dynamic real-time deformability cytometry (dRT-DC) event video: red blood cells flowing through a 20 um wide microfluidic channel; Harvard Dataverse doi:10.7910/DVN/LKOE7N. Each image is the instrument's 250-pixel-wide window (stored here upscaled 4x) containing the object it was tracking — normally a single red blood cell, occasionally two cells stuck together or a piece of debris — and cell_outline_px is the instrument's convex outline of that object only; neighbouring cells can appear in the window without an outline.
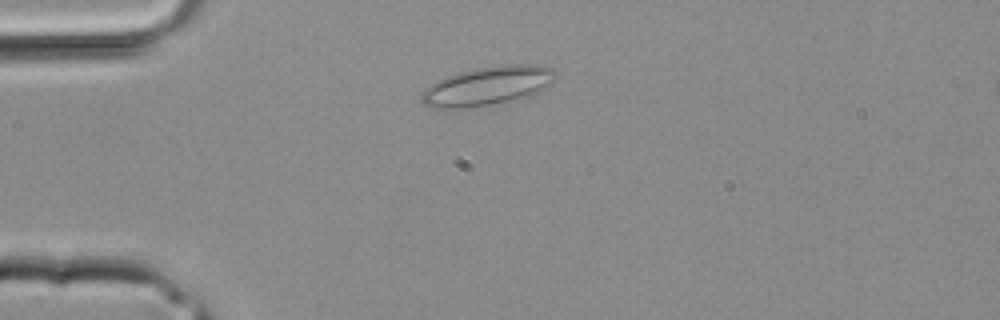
{"species": "common noctule bat (a hibernating species)", "species_latin": "Nyctalus noctula", "temperature_condition": "room temperature", "stored_images_in_passage": 28, "camera_frame_rate_fps": 3000, "um_per_image_px": 0.085, "animal": {"sex": "male", "body_mass_g": 20.4}, "frame": {"image": 1, "passage_image": 3, "time_ms": 0.667, "image_size_px": [1000, 320], "cell_outline_px": [[556, 80], [548, 88], [524, 100], [492, 104], [456, 108], [432, 108], [424, 104], [420, 100], [420, 96], [424, 88], [436, 80], [460, 72], [476, 68], [504, 64], [540, 64], [552, 68]], "centroid_in_image_um": [41.51, 7.3], "position_along_channel_um": 43.5, "area_um2": 31.04}}
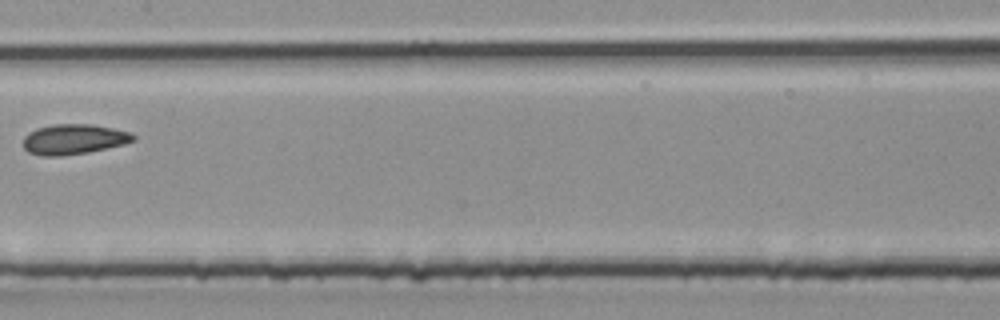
{"frame": {"image": 2, "passage_image": 12, "time_ms": 3.667, "image_size_px": [1000, 320], "cell_outline_px": [[136, 140], [124, 144], [88, 152], [60, 156], [40, 156], [28, 152], [24, 148], [24, 136], [28, 132], [36, 128], [56, 124], [92, 124], [112, 128], [128, 132], [136, 136]], "centroid_in_image_um": [6.25, 11.84], "position_along_channel_um": 201.2, "area_um2": 19.36}}
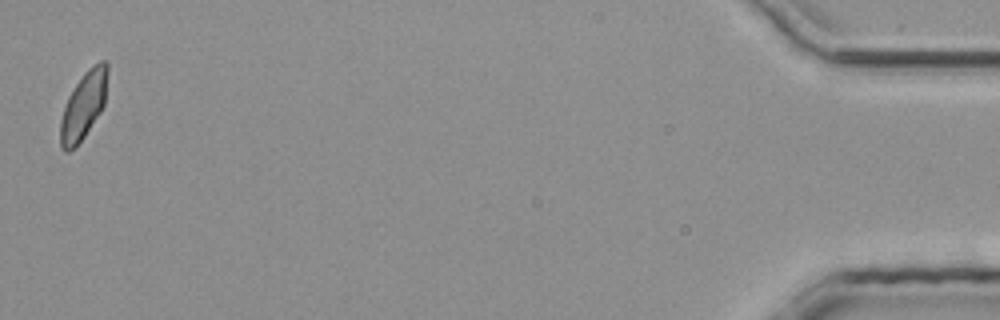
{"frame": {"image": 3, "passage_image": 28, "time_ms": 9.0, "image_size_px": [1000, 320], "cell_outline_px": [[108, 72], [104, 104], [100, 112], [76, 148], [68, 152], [64, 152], [60, 148], [60, 120], [68, 96], [84, 72], [88, 68], [100, 60], [108, 60]], "centroid_in_image_um": [7.09, 8.97], "position_along_channel_um": 428.1, "area_um2": 18.61}}